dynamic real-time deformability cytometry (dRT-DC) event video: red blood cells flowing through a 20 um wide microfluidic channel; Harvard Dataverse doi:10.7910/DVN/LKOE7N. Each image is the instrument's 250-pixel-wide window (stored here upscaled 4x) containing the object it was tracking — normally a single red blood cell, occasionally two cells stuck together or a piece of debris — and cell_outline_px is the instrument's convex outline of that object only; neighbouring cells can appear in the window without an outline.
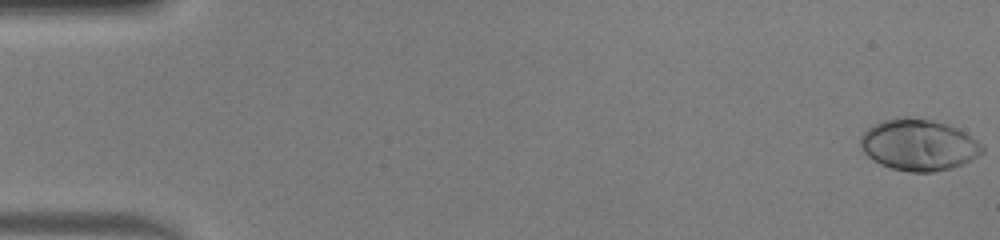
{"species": "human", "species_latin": "Homo sapiens", "temperature_condition": "warm", "stored_images_in_passage": 50, "camera_frame_rate_fps": 3000, "um_per_image_px": 0.085, "donor": {"sex": "male"}, "frame": {"image": 1, "passage_image": 1, "time_ms": 0.0, "image_size_px": [1000, 240], "cell_outline_px": [[984, 152], [972, 160], [948, 168], [932, 172], [908, 172], [892, 168], [880, 164], [872, 160], [860, 148], [860, 136], [872, 124], [896, 116], [908, 116], [932, 120], [956, 128], [964, 132], [976, 140], [984, 148]], "centroid_in_image_um": [78.04, 12.3], "position_along_channel_um": 7.0, "area_um2": 36.47}}
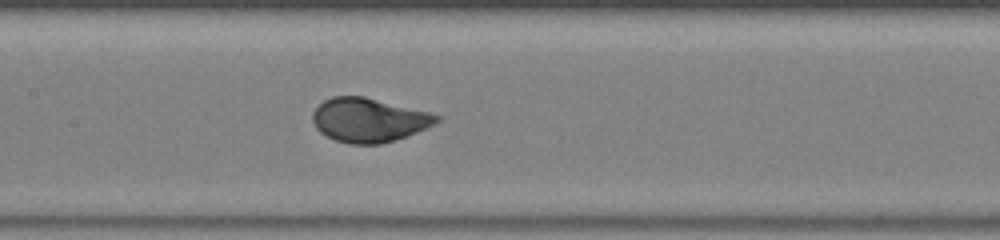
{"frame": {"image": 2, "passage_image": 25, "time_ms": 8.0, "image_size_px": [1000, 240], "cell_outline_px": [[440, 120], [416, 132], [380, 144], [348, 144], [336, 140], [320, 132], [316, 128], [312, 120], [312, 112], [324, 100], [332, 96], [364, 96], [428, 112], [440, 116]], "centroid_in_image_um": [31.29, 10.19], "position_along_channel_um": 176.1, "area_um2": 31.39}}
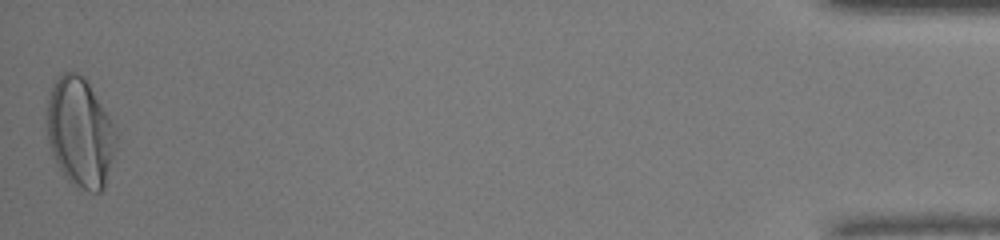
{"frame": {"image": 3, "passage_image": 50, "time_ms": 16.333, "image_size_px": [1000, 240], "cell_outline_px": [[120, 136], [104, 188], [100, 192], [88, 192], [76, 188], [64, 176], [56, 164], [52, 156], [48, 140], [48, 92], [56, 76], [64, 72], [76, 72], [84, 76], [88, 80], [112, 120]], "centroid_in_image_um": [6.84, 11.26], "position_along_channel_um": 428.4, "area_um2": 45.2}, "authors_computed_cell_mechanics": {"area_um2": 32.7726, "velocity_mm_per_s": 4.1563, "shape_relaxation_time_tau1_ms": 2.8867, "shape_relaxation_time_tau2_ms": null, "deformation_change_tau1": 0.1943, "deformation_change_tau2": null}}